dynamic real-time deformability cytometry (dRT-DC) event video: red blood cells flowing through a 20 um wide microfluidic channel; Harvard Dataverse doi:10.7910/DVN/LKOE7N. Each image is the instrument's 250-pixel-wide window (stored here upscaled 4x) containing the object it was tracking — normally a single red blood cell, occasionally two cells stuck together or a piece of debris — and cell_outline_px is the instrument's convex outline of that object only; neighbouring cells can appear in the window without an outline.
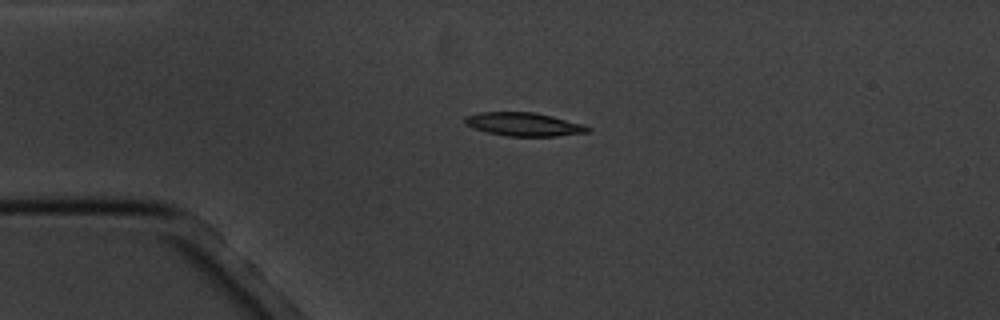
{"species": "common noctule bat (a hibernating species)", "species_latin": "Nyctalus noctula", "temperature_condition": "cold", "stored_images_in_passage": 5, "camera_frame_rate_fps": 3000, "um_per_image_px": 0.085, "animal": {"sex": "male", "body_mass_g": 20.1, "forearm_length_mm": 53.5}, "frame": {"image": 1, "passage_image": 3, "time_ms": 3.0, "image_size_px": [1000, 320], "cell_outline_px": [[592, 128], [588, 132], [556, 136], [508, 136], [488, 132], [472, 128], [464, 124], [464, 116], [480, 112], [536, 112], [584, 124]], "centroid_in_image_um": [44.51, 10.56], "position_along_channel_um": 40.5, "area_um2": 16.88}}
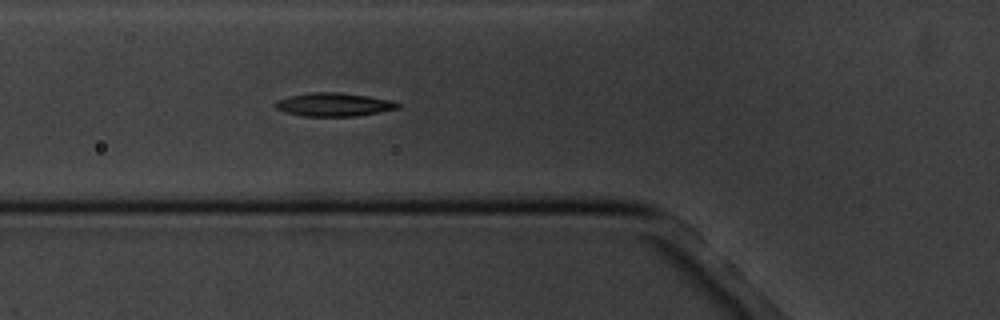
{"frame": {"image": 2, "passage_image": 5, "time_ms": 5.333, "image_size_px": [1000, 320], "cell_outline_px": [[400, 108], [380, 112], [356, 116], [304, 116], [284, 112], [276, 108], [276, 100], [288, 96], [312, 92], [340, 92], [368, 96], [392, 100], [400, 104]], "centroid_in_image_um": [28.39, 8.88], "position_along_channel_um": 97.4, "area_um2": 16.76}}